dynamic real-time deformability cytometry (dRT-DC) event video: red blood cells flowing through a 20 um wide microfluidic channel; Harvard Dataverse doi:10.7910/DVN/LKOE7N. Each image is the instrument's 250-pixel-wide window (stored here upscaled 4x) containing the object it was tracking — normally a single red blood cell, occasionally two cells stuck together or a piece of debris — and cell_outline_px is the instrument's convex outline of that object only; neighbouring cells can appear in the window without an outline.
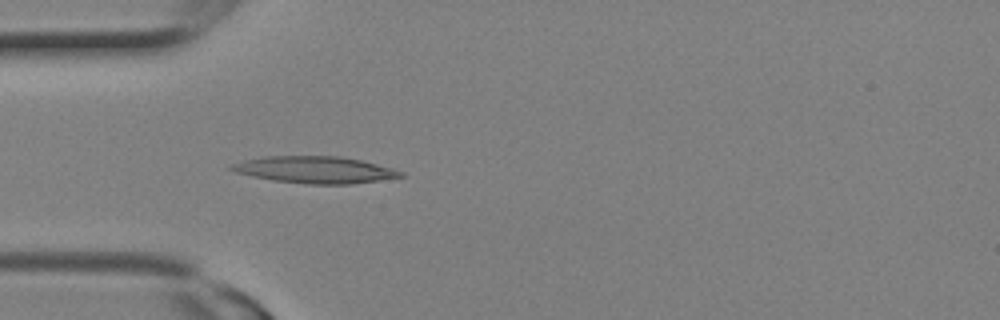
{"species": "Egyptian fruit bat (a non-hibernating species)", "species_latin": "Rousettus aegyptiacus", "temperature_condition": "room temperature", "stored_images_in_passage": 4, "camera_frame_rate_fps": 3000, "um_per_image_px": 0.085, "animal": {"sex": "female"}, "frame": {"image": 1, "passage_image": 4, "time_ms": 1.0, "image_size_px": [1000, 320], "cell_outline_px": [[404, 176], [348, 184], [308, 184], [272, 180], [252, 176], [236, 172], [228, 168], [232, 164], [244, 160], [264, 156], [340, 156], [360, 160], [392, 168], [404, 172]], "centroid_in_image_um": [26.74, 14.42], "position_along_channel_um": 58.3, "area_um2": 26.18}}